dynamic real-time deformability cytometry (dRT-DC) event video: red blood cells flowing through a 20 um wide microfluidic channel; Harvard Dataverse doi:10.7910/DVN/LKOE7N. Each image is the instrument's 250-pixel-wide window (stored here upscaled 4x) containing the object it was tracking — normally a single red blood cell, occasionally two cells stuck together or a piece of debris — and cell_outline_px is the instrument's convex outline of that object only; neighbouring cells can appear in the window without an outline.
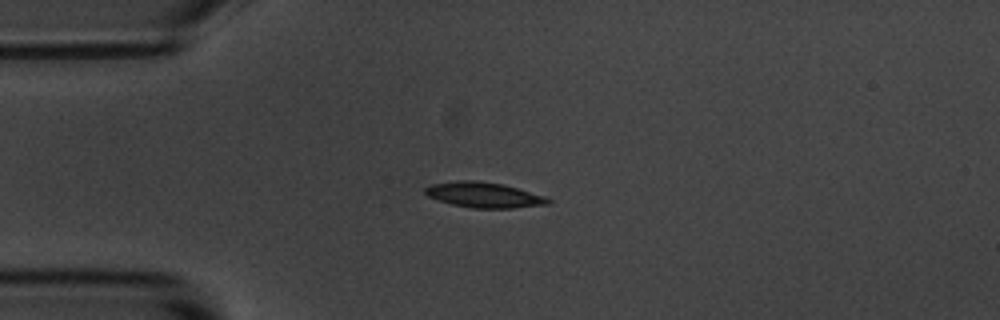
{"species": "common noctule bat (a hibernating species)", "species_latin": "Nyctalus noctula", "temperature_condition": "room temperature", "stored_images_in_passage": 7, "camera_frame_rate_fps": 3000, "um_per_image_px": 0.085, "animal": {"sex": "male", "body_mass_g": 20.1, "forearm_length_mm": 53.5}, "frame": {"image": 1, "passage_image": 3, "time_ms": 2.333, "image_size_px": [1000, 320], "cell_outline_px": [[552, 200], [548, 204], [512, 208], [472, 208], [452, 204], [428, 196], [424, 192], [424, 188], [432, 184], [460, 180], [476, 180], [504, 184], [544, 196]], "centroid_in_image_um": [41.13, 16.56], "position_along_channel_um": 43.9, "area_um2": 18.03}}
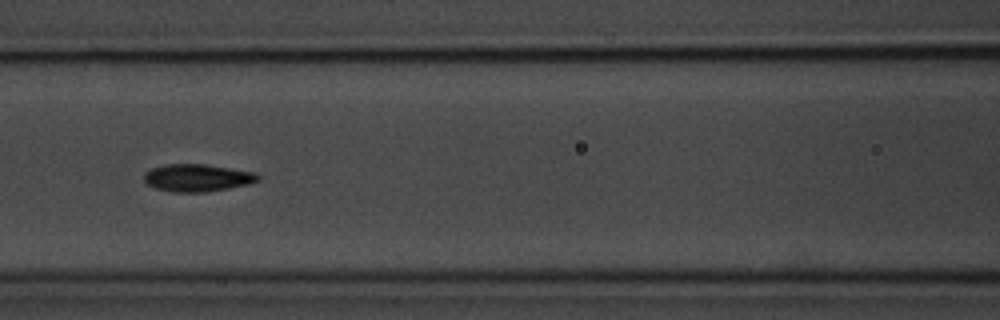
{"frame": {"image": 2, "passage_image": 6, "time_ms": 5.667, "image_size_px": [1000, 320], "cell_outline_px": [[260, 180], [248, 184], [208, 192], [172, 192], [156, 188], [148, 184], [144, 180], [144, 172], [152, 168], [164, 164], [204, 164], [256, 172], [260, 176]], "centroid_in_image_um": [16.78, 15.11], "position_along_channel_um": 149.8, "area_um2": 18.26}}
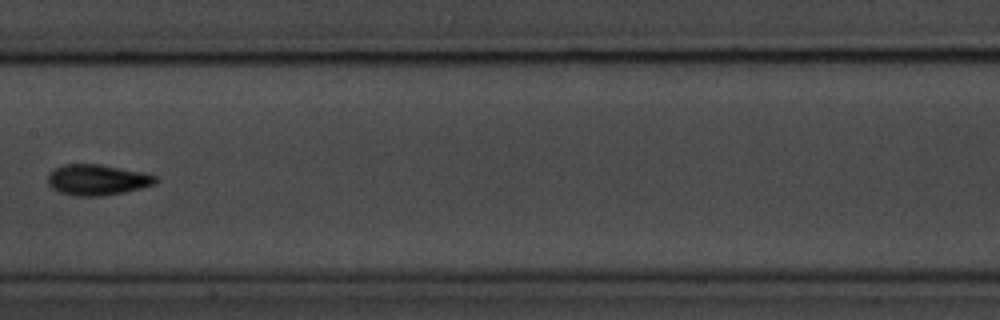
{"frame": {"image": 3, "passage_image": 7, "time_ms": 7.0, "image_size_px": [1000, 320], "cell_outline_px": [[160, 180], [156, 184], [124, 192], [100, 196], [72, 196], [60, 192], [52, 188], [48, 184], [48, 172], [52, 168], [64, 164], [100, 164], [144, 172], [156, 176]], "centroid_in_image_um": [8.26, 15.28], "position_along_channel_um": 199.1, "area_um2": 19.59}}